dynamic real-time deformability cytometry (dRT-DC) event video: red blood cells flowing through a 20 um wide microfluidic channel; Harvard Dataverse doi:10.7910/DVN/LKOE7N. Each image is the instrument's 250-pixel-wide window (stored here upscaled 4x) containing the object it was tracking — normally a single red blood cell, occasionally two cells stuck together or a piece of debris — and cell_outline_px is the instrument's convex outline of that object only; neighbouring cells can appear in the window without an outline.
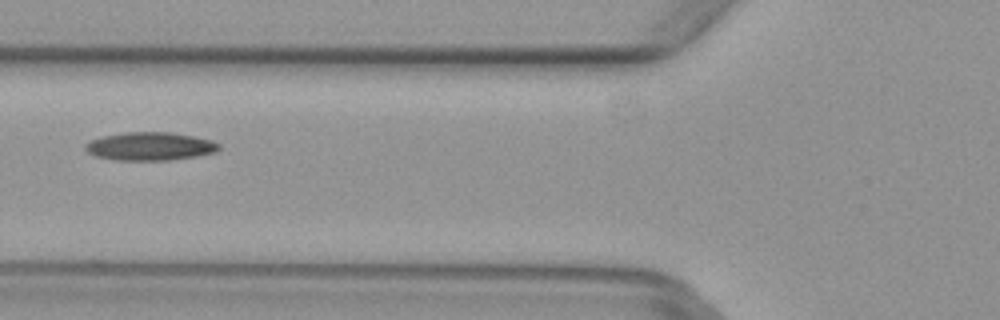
{"species": "common noctule bat (a hibernating species)", "species_latin": "Nyctalus noctula", "temperature_condition": "warm", "stored_images_in_passage": 3, "camera_frame_rate_fps": 3000, "um_per_image_px": 0.085, "animal": {"sex": "female", "body_mass_g": 29.2, "forearm_length_mm": 56.3}, "frame": {"image": 1, "passage_image": 2, "time_ms": 0.333, "image_size_px": [1000, 320], "cell_outline_px": [[220, 148], [216, 152], [196, 156], [168, 160], [116, 160], [96, 156], [88, 152], [84, 148], [84, 144], [100, 136], [124, 132], [172, 132], [212, 140], [220, 144]], "centroid_in_image_um": [12.74, 12.43], "position_along_channel_um": 113.1, "area_um2": 22.02}}